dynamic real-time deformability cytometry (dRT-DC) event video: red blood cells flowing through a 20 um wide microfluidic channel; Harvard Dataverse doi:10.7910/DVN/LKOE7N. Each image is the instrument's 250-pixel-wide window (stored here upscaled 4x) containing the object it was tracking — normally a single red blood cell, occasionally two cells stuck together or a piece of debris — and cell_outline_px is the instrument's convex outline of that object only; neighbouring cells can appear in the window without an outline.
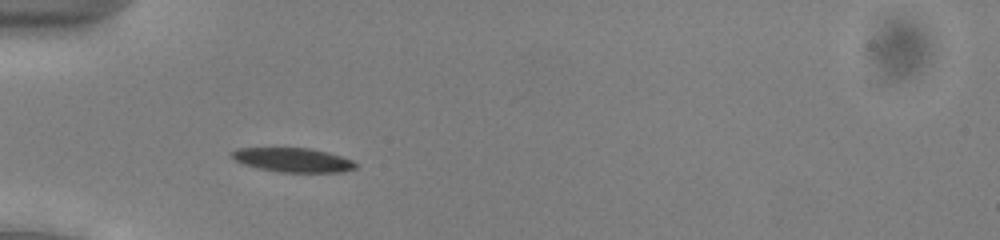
{"species": "common noctule bat (a hibernating species)", "species_latin": "Nyctalus noctula", "temperature_condition": "cold", "stored_images_in_passage": 46, "camera_frame_rate_fps": 3000, "um_per_image_px": 0.085, "animal": {"sex": "male", "body_mass_g": 13.0, "forearm_length_mm": 53.1}, "frame": {"image": 1, "passage_image": 10, "time_ms": 3.0, "image_size_px": [1000, 240], "cell_outline_px": [[356, 168], [344, 172], [280, 172], [260, 168], [244, 164], [236, 160], [228, 152], [236, 148], [308, 148], [328, 152], [352, 160], [356, 164]], "centroid_in_image_um": [24.9, 13.59], "position_along_channel_um": 60.1, "area_um2": 17.34}}
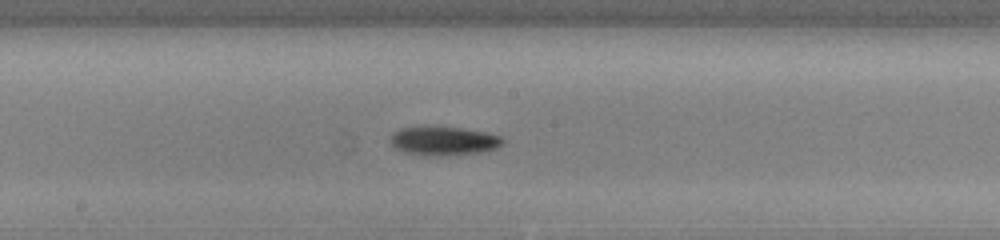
{"frame": {"image": 2, "passage_image": 22, "time_ms": 7.0, "image_size_px": [1000, 240], "cell_outline_px": [[504, 144], [496, 148], [480, 152], [444, 156], [436, 156], [404, 152], [396, 148], [392, 144], [392, 132], [400, 128], [424, 124], [432, 124], [488, 132], [504, 136]], "centroid_in_image_um": [37.73, 11.93], "position_along_channel_um": 210.5, "area_um2": 19.54}}
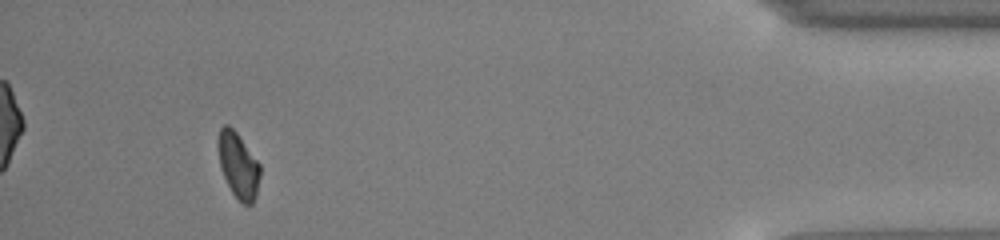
{"frame": {"image": 3, "passage_image": 42, "time_ms": 13.667, "image_size_px": [1000, 240], "cell_outline_px": [[260, 176], [256, 196], [252, 204], [244, 204], [232, 192], [220, 168], [220, 128], [224, 124], [228, 124], [236, 132], [260, 164]], "centroid_in_image_um": [20.29, 14.08], "position_along_channel_um": 414.9, "area_um2": 15.43}, "authors_computed_cell_mechanics": {"area_um2": 17.0221, "velocity_mm_per_s": 3.9371, "shape_relaxation_time_tau1_ms": 2.9297, "shape_relaxation_time_tau2_ms": null, "deformation_change_tau1": 0.1032, "deformation_change_tau2": null}}